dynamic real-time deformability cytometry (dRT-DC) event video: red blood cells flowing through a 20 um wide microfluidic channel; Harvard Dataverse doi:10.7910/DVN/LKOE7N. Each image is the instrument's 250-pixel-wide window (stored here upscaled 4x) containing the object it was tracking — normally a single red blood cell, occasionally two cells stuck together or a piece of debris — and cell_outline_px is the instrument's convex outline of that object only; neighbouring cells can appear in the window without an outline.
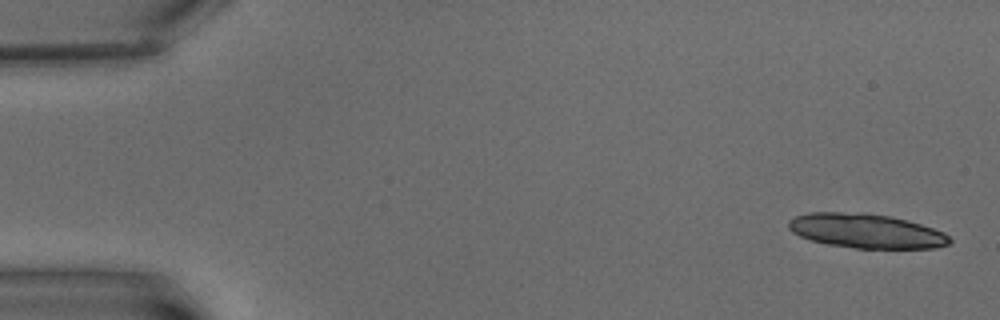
{"species": "common noctule bat (a hibernating species)", "species_latin": "Nyctalus noctula", "temperature_condition": "warm", "stored_images_in_passage": 5, "camera_frame_rate_fps": 3000, "um_per_image_px": 0.085, "animal": {"sex": "male", "body_mass_g": 15.6}, "frame": {"image": 1, "passage_image": 1, "time_ms": 0.0, "image_size_px": [1000, 320], "cell_outline_px": [[952, 240], [948, 244], [936, 248], [856, 248], [828, 244], [812, 240], [800, 236], [792, 232], [788, 228], [788, 220], [796, 216], [808, 212], [864, 212], [892, 216], [908, 220], [944, 232]], "centroid_in_image_um": [73.61, 19.61], "position_along_channel_um": 11.4, "area_um2": 32.37}}